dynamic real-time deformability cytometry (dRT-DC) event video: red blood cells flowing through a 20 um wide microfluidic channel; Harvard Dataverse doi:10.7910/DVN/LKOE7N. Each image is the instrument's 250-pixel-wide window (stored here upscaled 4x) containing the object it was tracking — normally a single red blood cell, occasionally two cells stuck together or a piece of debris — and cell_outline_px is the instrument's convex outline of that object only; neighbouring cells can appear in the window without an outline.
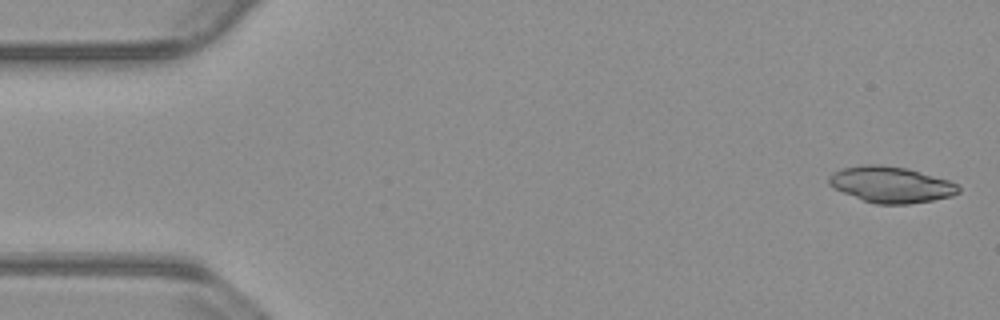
{"species": "common noctule bat (a hibernating species)", "species_latin": "Nyctalus noctula", "temperature_condition": "warm", "stored_images_in_passage": 54, "camera_frame_rate_fps": 3000, "um_per_image_px": 0.085, "animal": {"sex": "male", "body_mass_g": 23.1, "forearm_length_mm": 52.7}, "frame": {"image": 1, "passage_image": 2, "time_ms": 0.333, "image_size_px": [1000, 320], "cell_outline_px": [[960, 192], [952, 196], [932, 200], [908, 204], [876, 204], [864, 200], [832, 188], [828, 184], [828, 176], [832, 172], [840, 168], [864, 164], [880, 164], [908, 168], [948, 180], [956, 184], [960, 188]], "centroid_in_image_um": [75.69, 15.67], "position_along_channel_um": 9.3, "area_um2": 27.4}}